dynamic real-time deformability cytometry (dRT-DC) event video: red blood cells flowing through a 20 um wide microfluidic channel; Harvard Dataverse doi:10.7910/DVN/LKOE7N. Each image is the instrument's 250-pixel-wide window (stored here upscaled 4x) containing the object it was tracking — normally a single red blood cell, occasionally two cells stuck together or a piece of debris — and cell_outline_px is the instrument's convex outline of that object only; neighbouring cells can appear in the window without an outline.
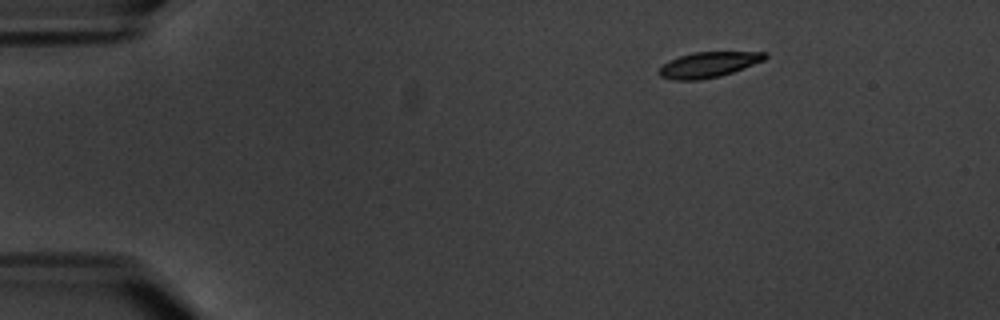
{"species": "common noctule bat (a hibernating species)", "species_latin": "Nyctalus noctula", "temperature_condition": "warm", "stored_images_in_passage": 11, "camera_frame_rate_fps": 3000, "um_per_image_px": 0.085, "animal": {"sex": "male", "body_mass_g": 20.1, "forearm_length_mm": 53.5}, "frame": {"image": 1, "passage_image": 2, "time_ms": 2.0, "image_size_px": [1000, 320], "cell_outline_px": [[768, 56], [764, 60], [732, 72], [720, 76], [700, 80], [672, 80], [660, 76], [660, 68], [664, 64], [680, 56], [692, 52], [768, 52]], "centroid_in_image_um": [60.24, 5.5], "position_along_channel_um": 24.8, "area_um2": 15.49}}
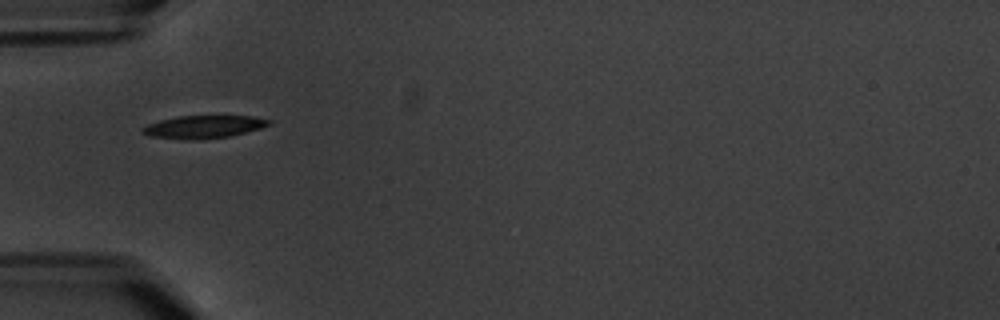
{"frame": {"image": 2, "passage_image": 5, "time_ms": 5.667, "image_size_px": [1000, 320], "cell_outline_px": [[272, 124], [260, 128], [232, 136], [200, 140], [184, 140], [148, 136], [140, 132], [140, 128], [148, 124], [160, 120], [176, 116], [252, 116], [272, 120]], "centroid_in_image_um": [17.27, 10.79], "position_along_channel_um": 67.7, "area_um2": 17.11}}
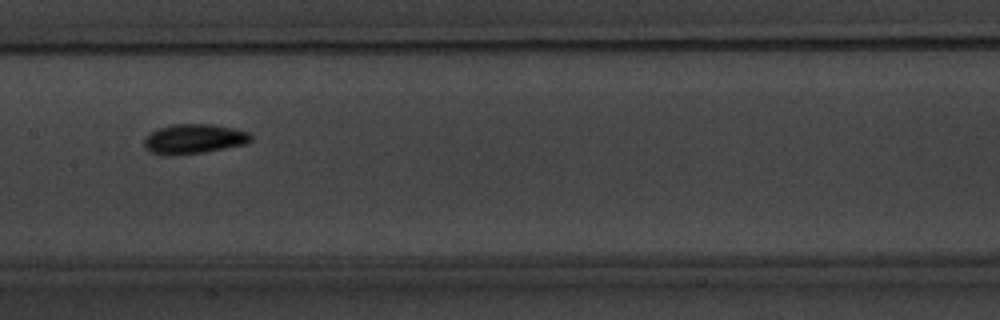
{"frame": {"image": 3, "passage_image": 8, "time_ms": 9.333, "image_size_px": [1000, 320], "cell_outline_px": [[252, 140], [244, 144], [204, 152], [152, 152], [144, 148], [144, 140], [152, 132], [160, 128], [172, 124], [212, 124], [232, 128], [248, 132], [252, 136]], "centroid_in_image_um": [16.55, 11.76], "position_along_channel_um": 190.9, "area_um2": 17.51}}